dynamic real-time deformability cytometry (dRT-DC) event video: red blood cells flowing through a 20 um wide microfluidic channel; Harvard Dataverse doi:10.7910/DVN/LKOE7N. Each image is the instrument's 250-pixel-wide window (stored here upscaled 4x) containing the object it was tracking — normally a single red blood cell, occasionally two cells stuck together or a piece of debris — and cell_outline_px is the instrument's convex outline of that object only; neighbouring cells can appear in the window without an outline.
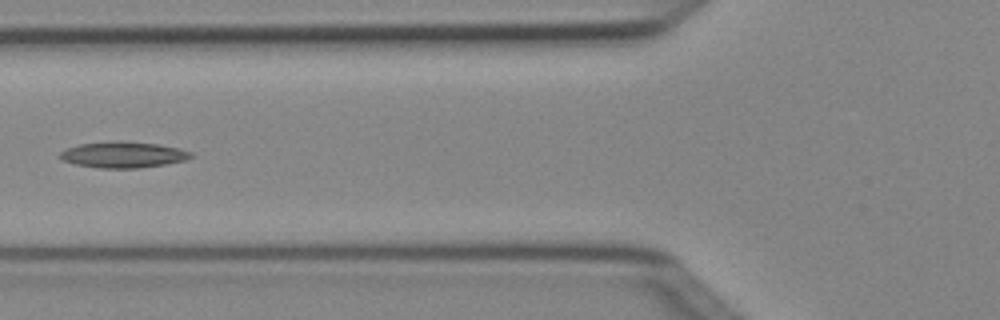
{"species": "Egyptian fruit bat (a non-hibernating species)", "species_latin": "Rousettus aegyptiacus", "temperature_condition": "cold", "stored_images_in_passage": 5, "camera_frame_rate_fps": 3000, "um_per_image_px": 0.085, "animal": {"sex": "female"}, "frame": {"image": 1, "passage_image": 5, "time_ms": 1.333, "image_size_px": [1000, 320], "cell_outline_px": [[196, 156], [188, 160], [164, 164], [136, 168], [100, 168], [76, 164], [64, 160], [60, 156], [60, 152], [68, 148], [80, 144], [116, 140], [124, 140], [160, 144], [180, 148], [192, 152]], "centroid_in_image_um": [10.56, 13.13], "position_along_channel_um": 115.2, "area_um2": 20.06}}